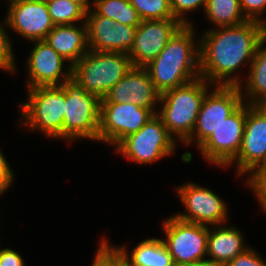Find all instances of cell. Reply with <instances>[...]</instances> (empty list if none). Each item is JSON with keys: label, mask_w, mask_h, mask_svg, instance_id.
<instances>
[{"label": "cell", "mask_w": 266, "mask_h": 266, "mask_svg": "<svg viewBox=\"0 0 266 266\" xmlns=\"http://www.w3.org/2000/svg\"><path fill=\"white\" fill-rule=\"evenodd\" d=\"M219 28V29H218ZM266 36V25L247 21L235 26H222L203 34L200 45V76L210 84L239 86L241 79L233 73L244 62L251 65L257 47Z\"/></svg>", "instance_id": "obj_1"}, {"label": "cell", "mask_w": 266, "mask_h": 266, "mask_svg": "<svg viewBox=\"0 0 266 266\" xmlns=\"http://www.w3.org/2000/svg\"><path fill=\"white\" fill-rule=\"evenodd\" d=\"M192 27V24L183 25L144 67L161 94L200 77V45L194 46Z\"/></svg>", "instance_id": "obj_2"}, {"label": "cell", "mask_w": 266, "mask_h": 266, "mask_svg": "<svg viewBox=\"0 0 266 266\" xmlns=\"http://www.w3.org/2000/svg\"><path fill=\"white\" fill-rule=\"evenodd\" d=\"M209 84L201 76L161 94L163 105L157 114L168 132L185 142L193 133L204 96Z\"/></svg>", "instance_id": "obj_3"}, {"label": "cell", "mask_w": 266, "mask_h": 266, "mask_svg": "<svg viewBox=\"0 0 266 266\" xmlns=\"http://www.w3.org/2000/svg\"><path fill=\"white\" fill-rule=\"evenodd\" d=\"M132 67L127 53L89 50L72 66V79L86 92L102 99Z\"/></svg>", "instance_id": "obj_4"}, {"label": "cell", "mask_w": 266, "mask_h": 266, "mask_svg": "<svg viewBox=\"0 0 266 266\" xmlns=\"http://www.w3.org/2000/svg\"><path fill=\"white\" fill-rule=\"evenodd\" d=\"M61 87L65 91L63 138L68 141L77 138L97 141L101 99L86 92L72 78Z\"/></svg>", "instance_id": "obj_5"}, {"label": "cell", "mask_w": 266, "mask_h": 266, "mask_svg": "<svg viewBox=\"0 0 266 266\" xmlns=\"http://www.w3.org/2000/svg\"><path fill=\"white\" fill-rule=\"evenodd\" d=\"M24 125L40 130L46 137L63 138L65 91L61 86L36 87L28 90V100L20 104Z\"/></svg>", "instance_id": "obj_6"}, {"label": "cell", "mask_w": 266, "mask_h": 266, "mask_svg": "<svg viewBox=\"0 0 266 266\" xmlns=\"http://www.w3.org/2000/svg\"><path fill=\"white\" fill-rule=\"evenodd\" d=\"M175 139L166 129L162 118L154 114L142 128L115 147L129 160L145 165L172 154L176 148Z\"/></svg>", "instance_id": "obj_7"}, {"label": "cell", "mask_w": 266, "mask_h": 266, "mask_svg": "<svg viewBox=\"0 0 266 266\" xmlns=\"http://www.w3.org/2000/svg\"><path fill=\"white\" fill-rule=\"evenodd\" d=\"M163 240L176 266L206 260L208 226L180 220L175 215L165 220Z\"/></svg>", "instance_id": "obj_8"}, {"label": "cell", "mask_w": 266, "mask_h": 266, "mask_svg": "<svg viewBox=\"0 0 266 266\" xmlns=\"http://www.w3.org/2000/svg\"><path fill=\"white\" fill-rule=\"evenodd\" d=\"M242 88L239 86H218L207 92L203 98L192 135L184 142L189 145L196 141L199 148L224 120L244 101ZM243 94V95H242Z\"/></svg>", "instance_id": "obj_9"}, {"label": "cell", "mask_w": 266, "mask_h": 266, "mask_svg": "<svg viewBox=\"0 0 266 266\" xmlns=\"http://www.w3.org/2000/svg\"><path fill=\"white\" fill-rule=\"evenodd\" d=\"M155 113L131 102L101 103L97 141L118 145L136 133Z\"/></svg>", "instance_id": "obj_10"}, {"label": "cell", "mask_w": 266, "mask_h": 266, "mask_svg": "<svg viewBox=\"0 0 266 266\" xmlns=\"http://www.w3.org/2000/svg\"><path fill=\"white\" fill-rule=\"evenodd\" d=\"M247 118L245 101L198 148L211 164L227 167L237 157Z\"/></svg>", "instance_id": "obj_11"}, {"label": "cell", "mask_w": 266, "mask_h": 266, "mask_svg": "<svg viewBox=\"0 0 266 266\" xmlns=\"http://www.w3.org/2000/svg\"><path fill=\"white\" fill-rule=\"evenodd\" d=\"M177 192L187 209V214L175 215L180 220L205 226H219L226 222L227 206L212 190L191 182L177 187Z\"/></svg>", "instance_id": "obj_12"}, {"label": "cell", "mask_w": 266, "mask_h": 266, "mask_svg": "<svg viewBox=\"0 0 266 266\" xmlns=\"http://www.w3.org/2000/svg\"><path fill=\"white\" fill-rule=\"evenodd\" d=\"M232 162L237 163L239 176L253 173L266 163V106H251L247 103L241 149Z\"/></svg>", "instance_id": "obj_13"}, {"label": "cell", "mask_w": 266, "mask_h": 266, "mask_svg": "<svg viewBox=\"0 0 266 266\" xmlns=\"http://www.w3.org/2000/svg\"><path fill=\"white\" fill-rule=\"evenodd\" d=\"M178 19L142 20L128 55L133 67H145L183 26Z\"/></svg>", "instance_id": "obj_14"}, {"label": "cell", "mask_w": 266, "mask_h": 266, "mask_svg": "<svg viewBox=\"0 0 266 266\" xmlns=\"http://www.w3.org/2000/svg\"><path fill=\"white\" fill-rule=\"evenodd\" d=\"M88 47L98 52L129 53L135 40L137 26L124 25L95 11L86 14Z\"/></svg>", "instance_id": "obj_15"}, {"label": "cell", "mask_w": 266, "mask_h": 266, "mask_svg": "<svg viewBox=\"0 0 266 266\" xmlns=\"http://www.w3.org/2000/svg\"><path fill=\"white\" fill-rule=\"evenodd\" d=\"M4 23L29 41L44 40L55 26L46 0L9 1Z\"/></svg>", "instance_id": "obj_16"}, {"label": "cell", "mask_w": 266, "mask_h": 266, "mask_svg": "<svg viewBox=\"0 0 266 266\" xmlns=\"http://www.w3.org/2000/svg\"><path fill=\"white\" fill-rule=\"evenodd\" d=\"M161 93L156 89L144 67H132L101 99V103L131 102L151 109L155 114L156 103L160 102ZM156 102V103H155Z\"/></svg>", "instance_id": "obj_17"}, {"label": "cell", "mask_w": 266, "mask_h": 266, "mask_svg": "<svg viewBox=\"0 0 266 266\" xmlns=\"http://www.w3.org/2000/svg\"><path fill=\"white\" fill-rule=\"evenodd\" d=\"M33 50L27 59L29 71L28 89L36 87L61 86L72 78V66L63 72L67 61L59 55L46 41H34ZM63 78V80L61 79Z\"/></svg>", "instance_id": "obj_18"}, {"label": "cell", "mask_w": 266, "mask_h": 266, "mask_svg": "<svg viewBox=\"0 0 266 266\" xmlns=\"http://www.w3.org/2000/svg\"><path fill=\"white\" fill-rule=\"evenodd\" d=\"M80 28L72 25H55L47 34L46 41L59 55L73 66L88 51V36L86 22Z\"/></svg>", "instance_id": "obj_19"}, {"label": "cell", "mask_w": 266, "mask_h": 266, "mask_svg": "<svg viewBox=\"0 0 266 266\" xmlns=\"http://www.w3.org/2000/svg\"><path fill=\"white\" fill-rule=\"evenodd\" d=\"M235 227H217L209 229L207 240V255L210 259L223 265H227L233 258L243 253L247 246L243 243V236Z\"/></svg>", "instance_id": "obj_20"}, {"label": "cell", "mask_w": 266, "mask_h": 266, "mask_svg": "<svg viewBox=\"0 0 266 266\" xmlns=\"http://www.w3.org/2000/svg\"><path fill=\"white\" fill-rule=\"evenodd\" d=\"M116 248L122 255L124 266H176L163 239H146L131 251V255L125 245Z\"/></svg>", "instance_id": "obj_21"}, {"label": "cell", "mask_w": 266, "mask_h": 266, "mask_svg": "<svg viewBox=\"0 0 266 266\" xmlns=\"http://www.w3.org/2000/svg\"><path fill=\"white\" fill-rule=\"evenodd\" d=\"M266 36L259 43L246 79V101L251 106H266Z\"/></svg>", "instance_id": "obj_22"}, {"label": "cell", "mask_w": 266, "mask_h": 266, "mask_svg": "<svg viewBox=\"0 0 266 266\" xmlns=\"http://www.w3.org/2000/svg\"><path fill=\"white\" fill-rule=\"evenodd\" d=\"M204 12L216 27L235 26L248 21L240 8V0H207Z\"/></svg>", "instance_id": "obj_23"}, {"label": "cell", "mask_w": 266, "mask_h": 266, "mask_svg": "<svg viewBox=\"0 0 266 266\" xmlns=\"http://www.w3.org/2000/svg\"><path fill=\"white\" fill-rule=\"evenodd\" d=\"M94 11L124 25L138 26L141 23L137 10L130 0H94Z\"/></svg>", "instance_id": "obj_24"}, {"label": "cell", "mask_w": 266, "mask_h": 266, "mask_svg": "<svg viewBox=\"0 0 266 266\" xmlns=\"http://www.w3.org/2000/svg\"><path fill=\"white\" fill-rule=\"evenodd\" d=\"M46 3L54 25H72L79 20L86 21L87 12L79 4L69 0H46Z\"/></svg>", "instance_id": "obj_25"}, {"label": "cell", "mask_w": 266, "mask_h": 266, "mask_svg": "<svg viewBox=\"0 0 266 266\" xmlns=\"http://www.w3.org/2000/svg\"><path fill=\"white\" fill-rule=\"evenodd\" d=\"M141 20L176 19L170 0H130Z\"/></svg>", "instance_id": "obj_26"}, {"label": "cell", "mask_w": 266, "mask_h": 266, "mask_svg": "<svg viewBox=\"0 0 266 266\" xmlns=\"http://www.w3.org/2000/svg\"><path fill=\"white\" fill-rule=\"evenodd\" d=\"M92 266H124V261L118 249L105 239L98 247Z\"/></svg>", "instance_id": "obj_27"}, {"label": "cell", "mask_w": 266, "mask_h": 266, "mask_svg": "<svg viewBox=\"0 0 266 266\" xmlns=\"http://www.w3.org/2000/svg\"><path fill=\"white\" fill-rule=\"evenodd\" d=\"M247 185L257 196L258 202L266 212V163L259 166L248 178Z\"/></svg>", "instance_id": "obj_28"}, {"label": "cell", "mask_w": 266, "mask_h": 266, "mask_svg": "<svg viewBox=\"0 0 266 266\" xmlns=\"http://www.w3.org/2000/svg\"><path fill=\"white\" fill-rule=\"evenodd\" d=\"M4 26L0 23V69L13 73L16 69L12 44L7 36Z\"/></svg>", "instance_id": "obj_29"}, {"label": "cell", "mask_w": 266, "mask_h": 266, "mask_svg": "<svg viewBox=\"0 0 266 266\" xmlns=\"http://www.w3.org/2000/svg\"><path fill=\"white\" fill-rule=\"evenodd\" d=\"M207 0H170L171 9L174 17L178 19L184 25H191L190 21L183 14L197 10L198 7L202 6L205 9Z\"/></svg>", "instance_id": "obj_30"}, {"label": "cell", "mask_w": 266, "mask_h": 266, "mask_svg": "<svg viewBox=\"0 0 266 266\" xmlns=\"http://www.w3.org/2000/svg\"><path fill=\"white\" fill-rule=\"evenodd\" d=\"M240 8L248 21L261 22L266 25V20L260 18L261 13L266 9V0H240Z\"/></svg>", "instance_id": "obj_31"}, {"label": "cell", "mask_w": 266, "mask_h": 266, "mask_svg": "<svg viewBox=\"0 0 266 266\" xmlns=\"http://www.w3.org/2000/svg\"><path fill=\"white\" fill-rule=\"evenodd\" d=\"M226 266H266V263L257 255L254 249L250 247L233 258Z\"/></svg>", "instance_id": "obj_32"}, {"label": "cell", "mask_w": 266, "mask_h": 266, "mask_svg": "<svg viewBox=\"0 0 266 266\" xmlns=\"http://www.w3.org/2000/svg\"><path fill=\"white\" fill-rule=\"evenodd\" d=\"M13 179V171L0 150V195L11 186Z\"/></svg>", "instance_id": "obj_33"}, {"label": "cell", "mask_w": 266, "mask_h": 266, "mask_svg": "<svg viewBox=\"0 0 266 266\" xmlns=\"http://www.w3.org/2000/svg\"><path fill=\"white\" fill-rule=\"evenodd\" d=\"M0 266H25L19 253L6 248L0 250Z\"/></svg>", "instance_id": "obj_34"}, {"label": "cell", "mask_w": 266, "mask_h": 266, "mask_svg": "<svg viewBox=\"0 0 266 266\" xmlns=\"http://www.w3.org/2000/svg\"><path fill=\"white\" fill-rule=\"evenodd\" d=\"M184 266H225L221 263H217L215 261H210V260H203V261H199V262H195L189 265H184Z\"/></svg>", "instance_id": "obj_35"}, {"label": "cell", "mask_w": 266, "mask_h": 266, "mask_svg": "<svg viewBox=\"0 0 266 266\" xmlns=\"http://www.w3.org/2000/svg\"><path fill=\"white\" fill-rule=\"evenodd\" d=\"M71 2H74L76 4H79L86 12H88L90 9V0H69Z\"/></svg>", "instance_id": "obj_36"}]
</instances>
